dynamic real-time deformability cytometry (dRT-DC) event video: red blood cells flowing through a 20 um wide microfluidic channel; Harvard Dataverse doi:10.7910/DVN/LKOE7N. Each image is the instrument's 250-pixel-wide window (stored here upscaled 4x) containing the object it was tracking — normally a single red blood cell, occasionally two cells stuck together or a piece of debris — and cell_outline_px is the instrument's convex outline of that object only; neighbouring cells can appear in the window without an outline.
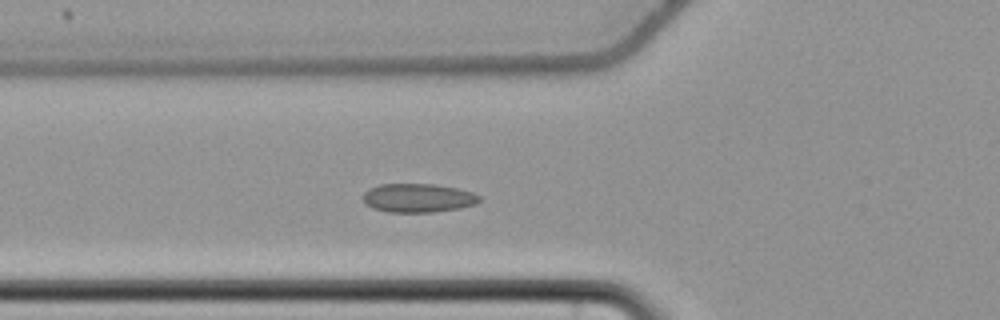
{"species": "common noctule bat (a hibernating species)", "species_latin": "Nyctalus noctula", "temperature_condition": "cold", "stored_images_in_passage": 37, "camera_frame_rate_fps": 3000, "um_per_image_px": 0.085, "animal": {"sex": "female", "body_mass_g": 22.7, "forearm_length_mm": 54.2}, "frame": {"image": 1, "passage_image": 2, "time_ms": 0.333, "image_size_px": [1000, 320], "cell_outline_px": [[480, 200], [476, 204], [460, 208], [432, 212], [388, 212], [372, 208], [364, 200], [364, 192], [368, 188], [380, 184], [436, 184], [456, 188], [472, 192], [480, 196]], "centroid_in_image_um": [35.54, 16.82], "position_along_channel_um": 90.3, "area_um2": 19.48}}
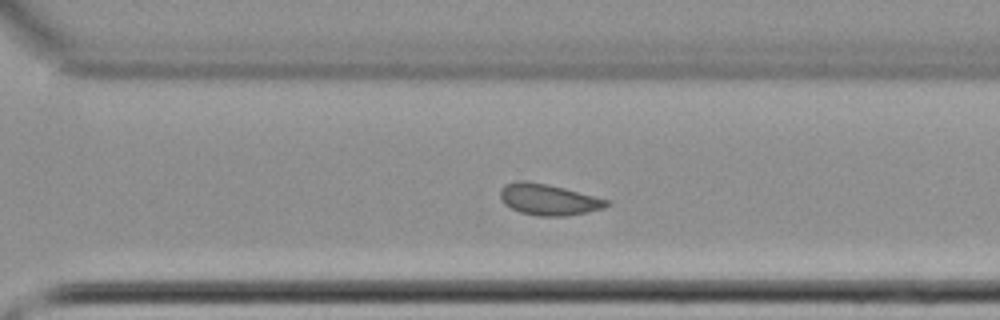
{"frame": {"image": 2, "passage_image": 21, "time_ms": 6.667, "image_size_px": [1000, 320], "cell_outline_px": [[612, 204], [604, 208], [564, 216], [536, 216], [520, 212], [504, 204], [500, 196], [500, 188], [504, 184], [516, 180], [528, 180], [548, 184], [564, 188], [608, 200]], "centroid_in_image_um": [46.57, 16.94], "position_along_channel_um": 324.0, "area_um2": 19.36}}
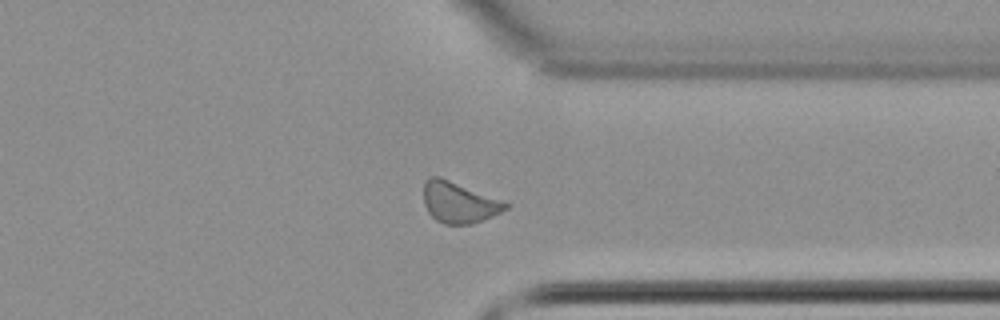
{"frame": {"image": 3, "passage_image": 25, "time_ms": 8.0, "image_size_px": [1000, 320], "cell_outline_px": [[508, 208], [484, 220], [472, 224], [444, 224], [436, 220], [428, 212], [424, 204], [424, 184], [432, 176], [440, 176], [508, 204]], "centroid_in_image_um": [38.97, 17.23], "position_along_channel_um": 372.4, "area_um2": 19.07}}